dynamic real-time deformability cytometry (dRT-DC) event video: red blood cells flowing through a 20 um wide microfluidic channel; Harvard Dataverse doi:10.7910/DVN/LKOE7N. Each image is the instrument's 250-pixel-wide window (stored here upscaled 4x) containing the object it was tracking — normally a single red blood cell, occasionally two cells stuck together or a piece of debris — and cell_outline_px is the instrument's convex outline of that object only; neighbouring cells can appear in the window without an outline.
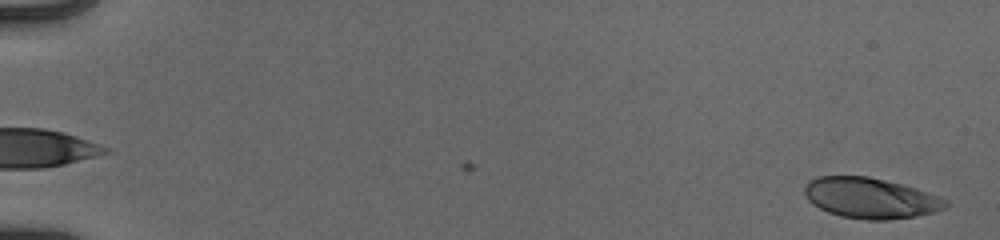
{"species": "human", "species_latin": "Homo sapiens", "temperature_condition": "cold", "stored_images_in_passage": 54, "camera_frame_rate_fps": 3000, "um_per_image_px": 0.085, "donor": {"sex": "male"}, "frame": {"image": 1, "passage_image": 2, "time_ms": 0.333, "image_size_px": [1000, 240], "cell_outline_px": [[948, 204], [944, 208], [936, 212], [916, 216], [888, 220], [868, 220], [840, 216], [828, 212], [812, 204], [808, 200], [804, 192], [804, 188], [808, 180], [820, 176], [868, 176], [916, 188], [940, 196], [948, 200]], "centroid_in_image_um": [73.99, 16.84], "position_along_channel_um": 11.0, "area_um2": 33.47}}
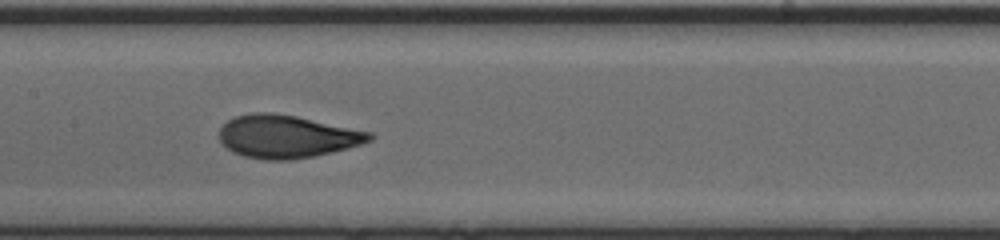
{"frame": {"image": 2, "passage_image": 29, "time_ms": 9.333, "image_size_px": [1000, 240], "cell_outline_px": [[376, 136], [372, 140], [348, 148], [332, 152], [312, 156], [288, 160], [264, 160], [244, 156], [232, 152], [220, 140], [220, 128], [228, 120], [236, 116], [252, 112], [272, 112], [296, 116], [372, 132]], "centroid_in_image_um": [24.39, 11.6], "position_along_channel_um": 183.0, "area_um2": 37.45}}
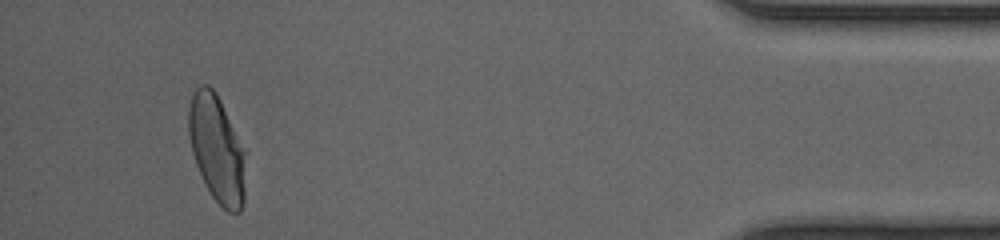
{"frame": {"image": 3, "passage_image": 51, "time_ms": 16.667, "image_size_px": [1000, 240], "cell_outline_px": [[248, 152], [244, 204], [240, 212], [228, 212], [212, 196], [196, 164], [192, 152], [188, 136], [188, 108], [192, 92], [200, 84], [208, 84], [216, 92]], "centroid_in_image_um": [18.48, 12.63], "position_along_channel_um": 416.7, "area_um2": 36.53}, "authors_computed_cell_mechanics": {"area_um2": 36.4429, "velocity_mm_per_s": 3.9488, "shape_relaxation_time_tau1_ms": 3.8468, "shape_relaxation_time_tau2_ms": null, "deformation_change_tau1": 0.1843, "deformation_change_tau2": null}}